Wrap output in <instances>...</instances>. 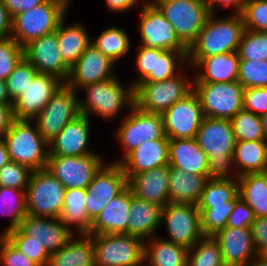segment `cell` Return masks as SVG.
<instances>
[{
    "label": "cell",
    "instance_id": "obj_1",
    "mask_svg": "<svg viewBox=\"0 0 267 266\" xmlns=\"http://www.w3.org/2000/svg\"><path fill=\"white\" fill-rule=\"evenodd\" d=\"M195 139L208 157V179H232L230 172L234 168L232 155L236 138L231 120L205 117Z\"/></svg>",
    "mask_w": 267,
    "mask_h": 266
},
{
    "label": "cell",
    "instance_id": "obj_2",
    "mask_svg": "<svg viewBox=\"0 0 267 266\" xmlns=\"http://www.w3.org/2000/svg\"><path fill=\"white\" fill-rule=\"evenodd\" d=\"M208 17L197 39L188 48L187 63L195 66L203 58L224 53L238 52L244 28L241 14L214 19Z\"/></svg>",
    "mask_w": 267,
    "mask_h": 266
},
{
    "label": "cell",
    "instance_id": "obj_3",
    "mask_svg": "<svg viewBox=\"0 0 267 266\" xmlns=\"http://www.w3.org/2000/svg\"><path fill=\"white\" fill-rule=\"evenodd\" d=\"M69 5L62 0H47L12 17V35L21 47L58 29Z\"/></svg>",
    "mask_w": 267,
    "mask_h": 266
},
{
    "label": "cell",
    "instance_id": "obj_4",
    "mask_svg": "<svg viewBox=\"0 0 267 266\" xmlns=\"http://www.w3.org/2000/svg\"><path fill=\"white\" fill-rule=\"evenodd\" d=\"M30 120H16L2 137L6 143L10 160L29 167L32 171L45 169L49 156V145ZM36 127V128H35Z\"/></svg>",
    "mask_w": 267,
    "mask_h": 266
},
{
    "label": "cell",
    "instance_id": "obj_5",
    "mask_svg": "<svg viewBox=\"0 0 267 266\" xmlns=\"http://www.w3.org/2000/svg\"><path fill=\"white\" fill-rule=\"evenodd\" d=\"M189 48L211 14L205 0H151Z\"/></svg>",
    "mask_w": 267,
    "mask_h": 266
},
{
    "label": "cell",
    "instance_id": "obj_6",
    "mask_svg": "<svg viewBox=\"0 0 267 266\" xmlns=\"http://www.w3.org/2000/svg\"><path fill=\"white\" fill-rule=\"evenodd\" d=\"M86 99H79V108L82 115L90 117L91 113L97 116L112 119L123 106L130 109L135 105L134 87L130 84L125 89L117 77L83 87Z\"/></svg>",
    "mask_w": 267,
    "mask_h": 266
},
{
    "label": "cell",
    "instance_id": "obj_7",
    "mask_svg": "<svg viewBox=\"0 0 267 266\" xmlns=\"http://www.w3.org/2000/svg\"><path fill=\"white\" fill-rule=\"evenodd\" d=\"M65 190L46 168L32 171L25 191L27 213L35 217L59 218Z\"/></svg>",
    "mask_w": 267,
    "mask_h": 266
},
{
    "label": "cell",
    "instance_id": "obj_8",
    "mask_svg": "<svg viewBox=\"0 0 267 266\" xmlns=\"http://www.w3.org/2000/svg\"><path fill=\"white\" fill-rule=\"evenodd\" d=\"M191 82L178 74L160 82L139 83L134 88L135 106L147 113L163 114L193 90Z\"/></svg>",
    "mask_w": 267,
    "mask_h": 266
},
{
    "label": "cell",
    "instance_id": "obj_9",
    "mask_svg": "<svg viewBox=\"0 0 267 266\" xmlns=\"http://www.w3.org/2000/svg\"><path fill=\"white\" fill-rule=\"evenodd\" d=\"M244 87L236 80L225 83H193L204 116L231 120L243 109Z\"/></svg>",
    "mask_w": 267,
    "mask_h": 266
},
{
    "label": "cell",
    "instance_id": "obj_10",
    "mask_svg": "<svg viewBox=\"0 0 267 266\" xmlns=\"http://www.w3.org/2000/svg\"><path fill=\"white\" fill-rule=\"evenodd\" d=\"M95 266H136L144 258V241L129 234L91 235Z\"/></svg>",
    "mask_w": 267,
    "mask_h": 266
},
{
    "label": "cell",
    "instance_id": "obj_11",
    "mask_svg": "<svg viewBox=\"0 0 267 266\" xmlns=\"http://www.w3.org/2000/svg\"><path fill=\"white\" fill-rule=\"evenodd\" d=\"M187 55L188 51L163 50L140 45L134 61L140 77L131 85L135 88L139 83L160 82L178 75L187 62Z\"/></svg>",
    "mask_w": 267,
    "mask_h": 266
},
{
    "label": "cell",
    "instance_id": "obj_12",
    "mask_svg": "<svg viewBox=\"0 0 267 266\" xmlns=\"http://www.w3.org/2000/svg\"><path fill=\"white\" fill-rule=\"evenodd\" d=\"M76 91L64 84L34 119L43 139L50 143L80 113Z\"/></svg>",
    "mask_w": 267,
    "mask_h": 266
},
{
    "label": "cell",
    "instance_id": "obj_13",
    "mask_svg": "<svg viewBox=\"0 0 267 266\" xmlns=\"http://www.w3.org/2000/svg\"><path fill=\"white\" fill-rule=\"evenodd\" d=\"M130 110L116 134L117 140L125 149L123 159L142 143L169 139L164 133L162 114L147 113L135 105Z\"/></svg>",
    "mask_w": 267,
    "mask_h": 266
},
{
    "label": "cell",
    "instance_id": "obj_14",
    "mask_svg": "<svg viewBox=\"0 0 267 266\" xmlns=\"http://www.w3.org/2000/svg\"><path fill=\"white\" fill-rule=\"evenodd\" d=\"M97 153L84 156H48L46 169L66 189L87 188L105 164Z\"/></svg>",
    "mask_w": 267,
    "mask_h": 266
},
{
    "label": "cell",
    "instance_id": "obj_15",
    "mask_svg": "<svg viewBox=\"0 0 267 266\" xmlns=\"http://www.w3.org/2000/svg\"><path fill=\"white\" fill-rule=\"evenodd\" d=\"M162 223L165 221L170 236L167 241L190 249L204 233L201 227L200 211L197 205L168 203L162 208Z\"/></svg>",
    "mask_w": 267,
    "mask_h": 266
},
{
    "label": "cell",
    "instance_id": "obj_16",
    "mask_svg": "<svg viewBox=\"0 0 267 266\" xmlns=\"http://www.w3.org/2000/svg\"><path fill=\"white\" fill-rule=\"evenodd\" d=\"M128 187V178L119 163H106L86 188V211L93 221L116 196Z\"/></svg>",
    "mask_w": 267,
    "mask_h": 266
},
{
    "label": "cell",
    "instance_id": "obj_17",
    "mask_svg": "<svg viewBox=\"0 0 267 266\" xmlns=\"http://www.w3.org/2000/svg\"><path fill=\"white\" fill-rule=\"evenodd\" d=\"M164 133L169 139H194L205 116L198 95L192 90L163 114Z\"/></svg>",
    "mask_w": 267,
    "mask_h": 266
},
{
    "label": "cell",
    "instance_id": "obj_18",
    "mask_svg": "<svg viewBox=\"0 0 267 266\" xmlns=\"http://www.w3.org/2000/svg\"><path fill=\"white\" fill-rule=\"evenodd\" d=\"M139 32L142 45L163 50L188 51L175 29L152 2H144Z\"/></svg>",
    "mask_w": 267,
    "mask_h": 266
},
{
    "label": "cell",
    "instance_id": "obj_19",
    "mask_svg": "<svg viewBox=\"0 0 267 266\" xmlns=\"http://www.w3.org/2000/svg\"><path fill=\"white\" fill-rule=\"evenodd\" d=\"M64 84L65 82L57 76L37 73L24 93L12 102L16 120L34 121Z\"/></svg>",
    "mask_w": 267,
    "mask_h": 266
},
{
    "label": "cell",
    "instance_id": "obj_20",
    "mask_svg": "<svg viewBox=\"0 0 267 266\" xmlns=\"http://www.w3.org/2000/svg\"><path fill=\"white\" fill-rule=\"evenodd\" d=\"M23 49L24 57L38 73L57 76L64 82L68 80L70 67L64 62L59 51L57 30L29 42Z\"/></svg>",
    "mask_w": 267,
    "mask_h": 266
},
{
    "label": "cell",
    "instance_id": "obj_21",
    "mask_svg": "<svg viewBox=\"0 0 267 266\" xmlns=\"http://www.w3.org/2000/svg\"><path fill=\"white\" fill-rule=\"evenodd\" d=\"M114 64V61L90 44L70 68V74L65 84L77 91L87 85L115 78L112 74Z\"/></svg>",
    "mask_w": 267,
    "mask_h": 266
},
{
    "label": "cell",
    "instance_id": "obj_22",
    "mask_svg": "<svg viewBox=\"0 0 267 266\" xmlns=\"http://www.w3.org/2000/svg\"><path fill=\"white\" fill-rule=\"evenodd\" d=\"M19 229L42 244L49 254L57 252L74 236L59 218L35 217L27 214Z\"/></svg>",
    "mask_w": 267,
    "mask_h": 266
},
{
    "label": "cell",
    "instance_id": "obj_23",
    "mask_svg": "<svg viewBox=\"0 0 267 266\" xmlns=\"http://www.w3.org/2000/svg\"><path fill=\"white\" fill-rule=\"evenodd\" d=\"M213 237L219 243L225 266H245L258 256L250 228L226 227Z\"/></svg>",
    "mask_w": 267,
    "mask_h": 266
},
{
    "label": "cell",
    "instance_id": "obj_24",
    "mask_svg": "<svg viewBox=\"0 0 267 266\" xmlns=\"http://www.w3.org/2000/svg\"><path fill=\"white\" fill-rule=\"evenodd\" d=\"M90 118L80 114L70 121L50 142L49 156H84L94 154L87 149Z\"/></svg>",
    "mask_w": 267,
    "mask_h": 266
},
{
    "label": "cell",
    "instance_id": "obj_25",
    "mask_svg": "<svg viewBox=\"0 0 267 266\" xmlns=\"http://www.w3.org/2000/svg\"><path fill=\"white\" fill-rule=\"evenodd\" d=\"M119 163L129 179L132 175L169 165V139L151 140L142 143Z\"/></svg>",
    "mask_w": 267,
    "mask_h": 266
},
{
    "label": "cell",
    "instance_id": "obj_26",
    "mask_svg": "<svg viewBox=\"0 0 267 266\" xmlns=\"http://www.w3.org/2000/svg\"><path fill=\"white\" fill-rule=\"evenodd\" d=\"M169 165L147 170L128 179L134 196L165 207L169 203Z\"/></svg>",
    "mask_w": 267,
    "mask_h": 266
},
{
    "label": "cell",
    "instance_id": "obj_27",
    "mask_svg": "<svg viewBox=\"0 0 267 266\" xmlns=\"http://www.w3.org/2000/svg\"><path fill=\"white\" fill-rule=\"evenodd\" d=\"M131 206V189L127 187L92 221L90 233L97 234H126Z\"/></svg>",
    "mask_w": 267,
    "mask_h": 266
},
{
    "label": "cell",
    "instance_id": "obj_28",
    "mask_svg": "<svg viewBox=\"0 0 267 266\" xmlns=\"http://www.w3.org/2000/svg\"><path fill=\"white\" fill-rule=\"evenodd\" d=\"M169 166L208 179V157L196 139H169Z\"/></svg>",
    "mask_w": 267,
    "mask_h": 266
},
{
    "label": "cell",
    "instance_id": "obj_29",
    "mask_svg": "<svg viewBox=\"0 0 267 266\" xmlns=\"http://www.w3.org/2000/svg\"><path fill=\"white\" fill-rule=\"evenodd\" d=\"M240 57L238 52L209 56L195 66L199 69L194 74L192 83H225L236 81L239 74Z\"/></svg>",
    "mask_w": 267,
    "mask_h": 266
},
{
    "label": "cell",
    "instance_id": "obj_30",
    "mask_svg": "<svg viewBox=\"0 0 267 266\" xmlns=\"http://www.w3.org/2000/svg\"><path fill=\"white\" fill-rule=\"evenodd\" d=\"M162 206L142 200L131 191V206L126 234L136 236L145 242L154 236L161 226Z\"/></svg>",
    "mask_w": 267,
    "mask_h": 266
},
{
    "label": "cell",
    "instance_id": "obj_31",
    "mask_svg": "<svg viewBox=\"0 0 267 266\" xmlns=\"http://www.w3.org/2000/svg\"><path fill=\"white\" fill-rule=\"evenodd\" d=\"M232 156L237 170L233 178L267 172V141H236Z\"/></svg>",
    "mask_w": 267,
    "mask_h": 266
},
{
    "label": "cell",
    "instance_id": "obj_32",
    "mask_svg": "<svg viewBox=\"0 0 267 266\" xmlns=\"http://www.w3.org/2000/svg\"><path fill=\"white\" fill-rule=\"evenodd\" d=\"M75 239L72 236L57 252L51 253L47 266H95L91 235L80 234Z\"/></svg>",
    "mask_w": 267,
    "mask_h": 266
},
{
    "label": "cell",
    "instance_id": "obj_33",
    "mask_svg": "<svg viewBox=\"0 0 267 266\" xmlns=\"http://www.w3.org/2000/svg\"><path fill=\"white\" fill-rule=\"evenodd\" d=\"M202 175L169 168V203H187L197 205L207 182Z\"/></svg>",
    "mask_w": 267,
    "mask_h": 266
},
{
    "label": "cell",
    "instance_id": "obj_34",
    "mask_svg": "<svg viewBox=\"0 0 267 266\" xmlns=\"http://www.w3.org/2000/svg\"><path fill=\"white\" fill-rule=\"evenodd\" d=\"M65 18L57 29L59 51L64 62L71 68L91 44L87 30L79 22L65 26Z\"/></svg>",
    "mask_w": 267,
    "mask_h": 266
},
{
    "label": "cell",
    "instance_id": "obj_35",
    "mask_svg": "<svg viewBox=\"0 0 267 266\" xmlns=\"http://www.w3.org/2000/svg\"><path fill=\"white\" fill-rule=\"evenodd\" d=\"M86 188H69L64 193L63 210L59 219L72 232L71 225H76L77 234H89L92 220L86 211Z\"/></svg>",
    "mask_w": 267,
    "mask_h": 266
},
{
    "label": "cell",
    "instance_id": "obj_36",
    "mask_svg": "<svg viewBox=\"0 0 267 266\" xmlns=\"http://www.w3.org/2000/svg\"><path fill=\"white\" fill-rule=\"evenodd\" d=\"M144 242V258L154 266H187L188 249L165 239L150 238Z\"/></svg>",
    "mask_w": 267,
    "mask_h": 266
},
{
    "label": "cell",
    "instance_id": "obj_37",
    "mask_svg": "<svg viewBox=\"0 0 267 266\" xmlns=\"http://www.w3.org/2000/svg\"><path fill=\"white\" fill-rule=\"evenodd\" d=\"M239 196L256 217H267V172L239 176Z\"/></svg>",
    "mask_w": 267,
    "mask_h": 266
},
{
    "label": "cell",
    "instance_id": "obj_38",
    "mask_svg": "<svg viewBox=\"0 0 267 266\" xmlns=\"http://www.w3.org/2000/svg\"><path fill=\"white\" fill-rule=\"evenodd\" d=\"M239 195V182L237 178L230 180H207L204 190L198 201V209L205 207L226 206Z\"/></svg>",
    "mask_w": 267,
    "mask_h": 266
},
{
    "label": "cell",
    "instance_id": "obj_39",
    "mask_svg": "<svg viewBox=\"0 0 267 266\" xmlns=\"http://www.w3.org/2000/svg\"><path fill=\"white\" fill-rule=\"evenodd\" d=\"M26 190L0 187V212L11 217L10 224L2 235L19 228L27 213Z\"/></svg>",
    "mask_w": 267,
    "mask_h": 266
},
{
    "label": "cell",
    "instance_id": "obj_40",
    "mask_svg": "<svg viewBox=\"0 0 267 266\" xmlns=\"http://www.w3.org/2000/svg\"><path fill=\"white\" fill-rule=\"evenodd\" d=\"M91 44L114 62L124 57L131 48L128 34L118 27H108Z\"/></svg>",
    "mask_w": 267,
    "mask_h": 266
},
{
    "label": "cell",
    "instance_id": "obj_41",
    "mask_svg": "<svg viewBox=\"0 0 267 266\" xmlns=\"http://www.w3.org/2000/svg\"><path fill=\"white\" fill-rule=\"evenodd\" d=\"M187 266H225L218 241L213 236H204L187 254Z\"/></svg>",
    "mask_w": 267,
    "mask_h": 266
},
{
    "label": "cell",
    "instance_id": "obj_42",
    "mask_svg": "<svg viewBox=\"0 0 267 266\" xmlns=\"http://www.w3.org/2000/svg\"><path fill=\"white\" fill-rule=\"evenodd\" d=\"M231 123L236 141H267L260 115L242 109Z\"/></svg>",
    "mask_w": 267,
    "mask_h": 266
},
{
    "label": "cell",
    "instance_id": "obj_43",
    "mask_svg": "<svg viewBox=\"0 0 267 266\" xmlns=\"http://www.w3.org/2000/svg\"><path fill=\"white\" fill-rule=\"evenodd\" d=\"M238 54L240 61H267V32L245 30Z\"/></svg>",
    "mask_w": 267,
    "mask_h": 266
},
{
    "label": "cell",
    "instance_id": "obj_44",
    "mask_svg": "<svg viewBox=\"0 0 267 266\" xmlns=\"http://www.w3.org/2000/svg\"><path fill=\"white\" fill-rule=\"evenodd\" d=\"M4 236L38 266H47L50 254L42 244L32 240V237L26 236L19 228L6 233Z\"/></svg>",
    "mask_w": 267,
    "mask_h": 266
},
{
    "label": "cell",
    "instance_id": "obj_45",
    "mask_svg": "<svg viewBox=\"0 0 267 266\" xmlns=\"http://www.w3.org/2000/svg\"><path fill=\"white\" fill-rule=\"evenodd\" d=\"M239 197L238 195L233 201H229L226 206L199 209L201 227L205 236H214L226 228L227 219L233 211L235 201Z\"/></svg>",
    "mask_w": 267,
    "mask_h": 266
},
{
    "label": "cell",
    "instance_id": "obj_46",
    "mask_svg": "<svg viewBox=\"0 0 267 266\" xmlns=\"http://www.w3.org/2000/svg\"><path fill=\"white\" fill-rule=\"evenodd\" d=\"M37 73V69L23 57L5 80L9 98L14 101L19 95L24 93V90Z\"/></svg>",
    "mask_w": 267,
    "mask_h": 266
},
{
    "label": "cell",
    "instance_id": "obj_47",
    "mask_svg": "<svg viewBox=\"0 0 267 266\" xmlns=\"http://www.w3.org/2000/svg\"><path fill=\"white\" fill-rule=\"evenodd\" d=\"M237 81L244 88L267 87V61H240Z\"/></svg>",
    "mask_w": 267,
    "mask_h": 266
},
{
    "label": "cell",
    "instance_id": "obj_48",
    "mask_svg": "<svg viewBox=\"0 0 267 266\" xmlns=\"http://www.w3.org/2000/svg\"><path fill=\"white\" fill-rule=\"evenodd\" d=\"M24 57V49L13 38L0 39V80H6Z\"/></svg>",
    "mask_w": 267,
    "mask_h": 266
},
{
    "label": "cell",
    "instance_id": "obj_49",
    "mask_svg": "<svg viewBox=\"0 0 267 266\" xmlns=\"http://www.w3.org/2000/svg\"><path fill=\"white\" fill-rule=\"evenodd\" d=\"M241 15L245 30L267 32V0H247Z\"/></svg>",
    "mask_w": 267,
    "mask_h": 266
},
{
    "label": "cell",
    "instance_id": "obj_50",
    "mask_svg": "<svg viewBox=\"0 0 267 266\" xmlns=\"http://www.w3.org/2000/svg\"><path fill=\"white\" fill-rule=\"evenodd\" d=\"M31 174L29 167L10 161L0 169V187L26 190Z\"/></svg>",
    "mask_w": 267,
    "mask_h": 266
},
{
    "label": "cell",
    "instance_id": "obj_51",
    "mask_svg": "<svg viewBox=\"0 0 267 266\" xmlns=\"http://www.w3.org/2000/svg\"><path fill=\"white\" fill-rule=\"evenodd\" d=\"M0 264L2 266H38L21 253L5 236L0 240Z\"/></svg>",
    "mask_w": 267,
    "mask_h": 266
},
{
    "label": "cell",
    "instance_id": "obj_52",
    "mask_svg": "<svg viewBox=\"0 0 267 266\" xmlns=\"http://www.w3.org/2000/svg\"><path fill=\"white\" fill-rule=\"evenodd\" d=\"M255 218L254 211L239 197L235 201L233 211L227 219L226 227L250 228Z\"/></svg>",
    "mask_w": 267,
    "mask_h": 266
},
{
    "label": "cell",
    "instance_id": "obj_53",
    "mask_svg": "<svg viewBox=\"0 0 267 266\" xmlns=\"http://www.w3.org/2000/svg\"><path fill=\"white\" fill-rule=\"evenodd\" d=\"M243 109L256 115L267 113V87H253L244 89Z\"/></svg>",
    "mask_w": 267,
    "mask_h": 266
},
{
    "label": "cell",
    "instance_id": "obj_54",
    "mask_svg": "<svg viewBox=\"0 0 267 266\" xmlns=\"http://www.w3.org/2000/svg\"><path fill=\"white\" fill-rule=\"evenodd\" d=\"M250 229L254 247L260 256L267 251V217H256Z\"/></svg>",
    "mask_w": 267,
    "mask_h": 266
},
{
    "label": "cell",
    "instance_id": "obj_55",
    "mask_svg": "<svg viewBox=\"0 0 267 266\" xmlns=\"http://www.w3.org/2000/svg\"><path fill=\"white\" fill-rule=\"evenodd\" d=\"M15 121L13 103H0V138L9 131Z\"/></svg>",
    "mask_w": 267,
    "mask_h": 266
},
{
    "label": "cell",
    "instance_id": "obj_56",
    "mask_svg": "<svg viewBox=\"0 0 267 266\" xmlns=\"http://www.w3.org/2000/svg\"><path fill=\"white\" fill-rule=\"evenodd\" d=\"M47 0H3L5 7L13 17L44 3Z\"/></svg>",
    "mask_w": 267,
    "mask_h": 266
},
{
    "label": "cell",
    "instance_id": "obj_57",
    "mask_svg": "<svg viewBox=\"0 0 267 266\" xmlns=\"http://www.w3.org/2000/svg\"><path fill=\"white\" fill-rule=\"evenodd\" d=\"M12 35V16L0 0V39L9 38Z\"/></svg>",
    "mask_w": 267,
    "mask_h": 266
},
{
    "label": "cell",
    "instance_id": "obj_58",
    "mask_svg": "<svg viewBox=\"0 0 267 266\" xmlns=\"http://www.w3.org/2000/svg\"><path fill=\"white\" fill-rule=\"evenodd\" d=\"M211 13L215 14V7L218 5L231 6L234 9V14H241L247 0H205Z\"/></svg>",
    "mask_w": 267,
    "mask_h": 266
},
{
    "label": "cell",
    "instance_id": "obj_59",
    "mask_svg": "<svg viewBox=\"0 0 267 266\" xmlns=\"http://www.w3.org/2000/svg\"><path fill=\"white\" fill-rule=\"evenodd\" d=\"M138 0H106L109 10L115 12H126L135 6Z\"/></svg>",
    "mask_w": 267,
    "mask_h": 266
},
{
    "label": "cell",
    "instance_id": "obj_60",
    "mask_svg": "<svg viewBox=\"0 0 267 266\" xmlns=\"http://www.w3.org/2000/svg\"><path fill=\"white\" fill-rule=\"evenodd\" d=\"M10 157L8 153V149L6 143L2 138H0V169L7 163H9Z\"/></svg>",
    "mask_w": 267,
    "mask_h": 266
},
{
    "label": "cell",
    "instance_id": "obj_61",
    "mask_svg": "<svg viewBox=\"0 0 267 266\" xmlns=\"http://www.w3.org/2000/svg\"><path fill=\"white\" fill-rule=\"evenodd\" d=\"M13 101L9 98L6 82L0 80V103H12Z\"/></svg>",
    "mask_w": 267,
    "mask_h": 266
},
{
    "label": "cell",
    "instance_id": "obj_62",
    "mask_svg": "<svg viewBox=\"0 0 267 266\" xmlns=\"http://www.w3.org/2000/svg\"><path fill=\"white\" fill-rule=\"evenodd\" d=\"M245 266H267V262L259 255L253 260H250Z\"/></svg>",
    "mask_w": 267,
    "mask_h": 266
},
{
    "label": "cell",
    "instance_id": "obj_63",
    "mask_svg": "<svg viewBox=\"0 0 267 266\" xmlns=\"http://www.w3.org/2000/svg\"><path fill=\"white\" fill-rule=\"evenodd\" d=\"M262 120L263 132L267 139V113L260 116Z\"/></svg>",
    "mask_w": 267,
    "mask_h": 266
},
{
    "label": "cell",
    "instance_id": "obj_64",
    "mask_svg": "<svg viewBox=\"0 0 267 266\" xmlns=\"http://www.w3.org/2000/svg\"><path fill=\"white\" fill-rule=\"evenodd\" d=\"M145 262H146V259L143 258L136 266H142ZM147 266H154V265L149 262V264Z\"/></svg>",
    "mask_w": 267,
    "mask_h": 266
},
{
    "label": "cell",
    "instance_id": "obj_65",
    "mask_svg": "<svg viewBox=\"0 0 267 266\" xmlns=\"http://www.w3.org/2000/svg\"><path fill=\"white\" fill-rule=\"evenodd\" d=\"M261 258H263L266 262H267V251L263 252L261 255H260Z\"/></svg>",
    "mask_w": 267,
    "mask_h": 266
},
{
    "label": "cell",
    "instance_id": "obj_66",
    "mask_svg": "<svg viewBox=\"0 0 267 266\" xmlns=\"http://www.w3.org/2000/svg\"><path fill=\"white\" fill-rule=\"evenodd\" d=\"M62 1L66 2L68 5L70 3V0H62Z\"/></svg>",
    "mask_w": 267,
    "mask_h": 266
}]
</instances>
